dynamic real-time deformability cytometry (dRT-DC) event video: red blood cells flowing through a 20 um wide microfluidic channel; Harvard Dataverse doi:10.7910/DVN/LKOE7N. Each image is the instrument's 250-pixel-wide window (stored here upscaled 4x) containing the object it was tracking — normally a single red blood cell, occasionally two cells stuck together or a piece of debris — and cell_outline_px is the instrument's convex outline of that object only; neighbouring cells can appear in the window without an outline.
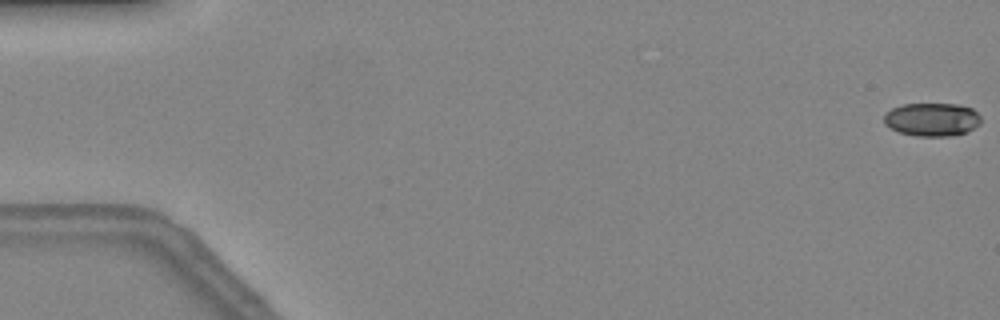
{"species": "common noctule bat (a hibernating species)", "species_latin": "Nyctalus noctula", "temperature_condition": "warm", "stored_images_in_passage": 20, "camera_frame_rate_fps": 3000, "um_per_image_px": 0.085, "animal": {"sex": "female", "body_mass_g": 24.6, "forearm_length_mm": 56.2}, "frame": {"image": 1, "passage_image": 1, "time_ms": 0.0, "image_size_px": [1000, 320], "cell_outline_px": [[980, 124], [968, 132], [952, 136], [916, 136], [900, 132], [888, 128], [884, 124], [884, 112], [892, 108], [904, 104], [960, 104], [972, 108], [980, 116]], "centroid_in_image_um": [79.21, 10.16], "position_along_channel_um": 5.8, "area_um2": 19.07}}